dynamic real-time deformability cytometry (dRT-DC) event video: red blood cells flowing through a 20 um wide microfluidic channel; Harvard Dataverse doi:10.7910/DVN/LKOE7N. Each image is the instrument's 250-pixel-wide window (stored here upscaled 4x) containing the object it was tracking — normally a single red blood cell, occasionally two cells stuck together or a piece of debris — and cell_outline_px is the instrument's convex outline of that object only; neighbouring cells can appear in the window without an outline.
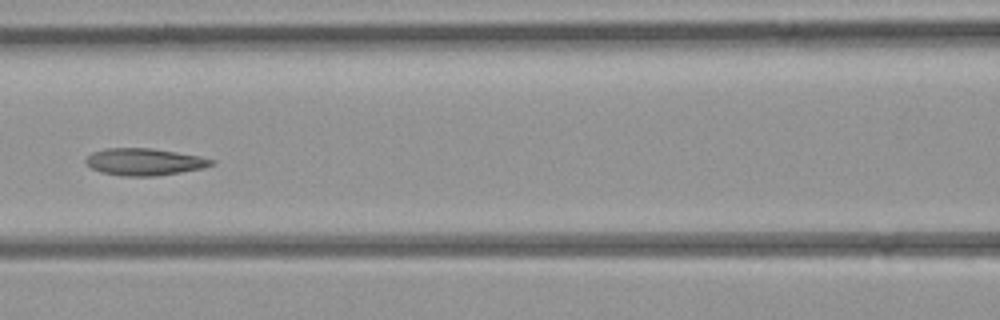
{"species": "common noctule bat (a hibernating species)", "species_latin": "Nyctalus noctula", "temperature_condition": "room temperature", "stored_images_in_passage": 37, "camera_frame_rate_fps": 3000, "um_per_image_px": 0.085, "animal": {"sex": "female", "body_mass_g": 21.9}, "frame": {"image": 1, "passage_image": 11, "time_ms": 3.333, "image_size_px": [1000, 320], "cell_outline_px": [[216, 164], [204, 168], [156, 176], [120, 176], [100, 172], [92, 168], [84, 160], [92, 152], [104, 148], [152, 148], [200, 156], [216, 160]], "centroid_in_image_um": [12.29, 13.75], "position_along_channel_um": 154.3, "area_um2": 19.94}}
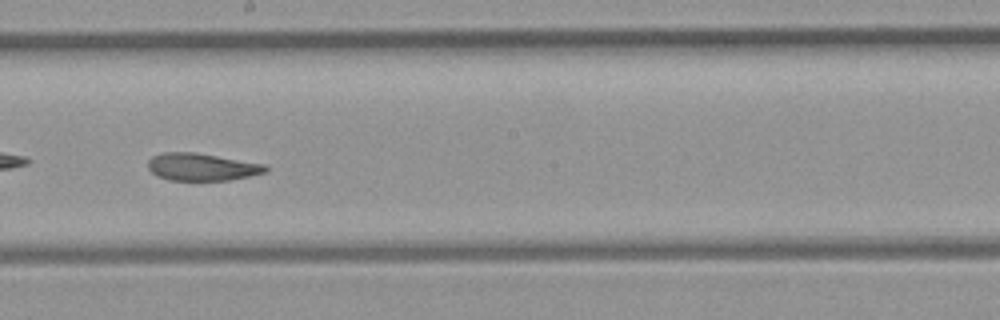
{"frame": {"image": 2, "passage_image": 16, "time_ms": 5.0, "image_size_px": [1000, 320], "cell_outline_px": [[268, 168], [264, 172], [248, 176], [228, 180], [168, 180], [156, 176], [148, 168], [148, 160], [152, 156], [164, 152], [196, 152], [264, 164]], "centroid_in_image_um": [17.1, 14.18], "position_along_channel_um": 231.1, "area_um2": 18.67}}